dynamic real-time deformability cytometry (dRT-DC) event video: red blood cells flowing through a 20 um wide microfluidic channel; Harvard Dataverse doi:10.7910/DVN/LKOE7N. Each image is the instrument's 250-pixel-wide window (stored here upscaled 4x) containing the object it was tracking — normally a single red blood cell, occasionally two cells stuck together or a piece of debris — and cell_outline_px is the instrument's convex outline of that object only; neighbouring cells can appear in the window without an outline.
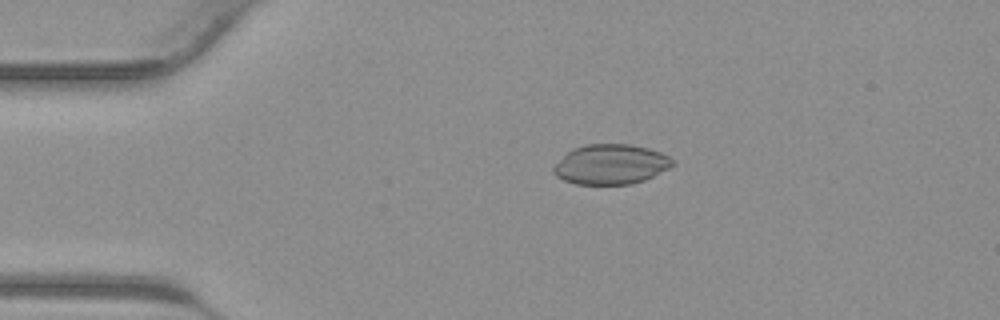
{"species": "common noctule bat (a hibernating species)", "species_latin": "Nyctalus noctula", "temperature_condition": "warm", "stored_images_in_passage": 37, "camera_frame_rate_fps": 3000, "um_per_image_px": 0.085, "animal": {"sex": "male", "body_mass_g": 23.1, "forearm_length_mm": 52.7}, "frame": {"image": 1, "passage_image": 4, "time_ms": 1.0, "image_size_px": [1000, 320], "cell_outline_px": [[676, 164], [644, 180], [632, 184], [576, 184], [564, 180], [556, 176], [552, 172], [552, 168], [572, 148], [584, 144], [628, 144], [648, 148], [660, 152], [668, 156]], "centroid_in_image_um": [51.9, 13.96], "position_along_channel_um": 33.1, "area_um2": 27.57}}
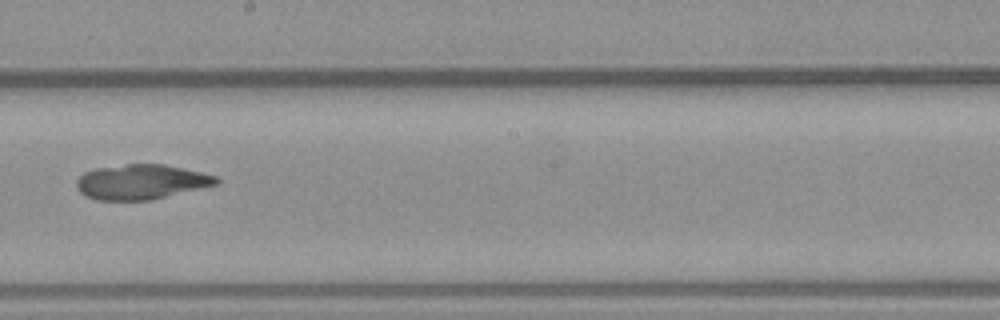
{"frame": {"image": 2, "passage_image": 19, "time_ms": 6.0, "image_size_px": [1000, 320], "cell_outline_px": [[220, 184], [152, 200], [96, 200], [84, 196], [76, 188], [76, 180], [84, 172], [96, 168], [124, 164], [164, 164], [200, 172], [216, 176], [220, 180]], "centroid_in_image_um": [12.0, 15.47], "position_along_channel_um": 236.2, "area_um2": 28.67}}
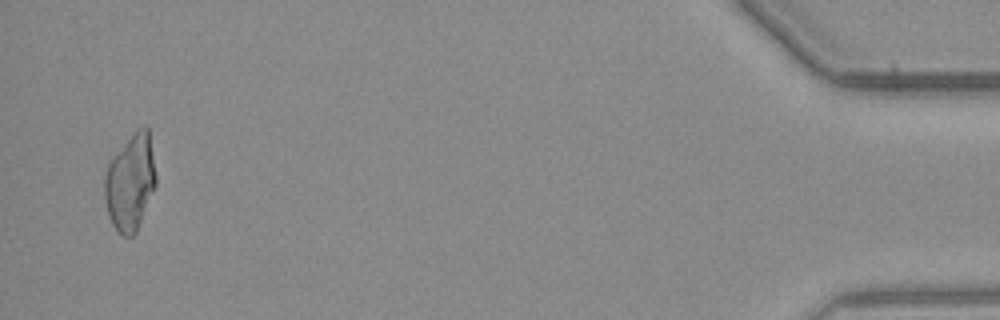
{"frame": {"image": 3, "passage_image": 36, "time_ms": 11.667, "image_size_px": [1000, 320], "cell_outline_px": [[156, 188], [136, 232], [132, 236], [120, 236], [112, 224], [108, 212], [104, 196], [104, 180], [108, 164], [136, 128], [144, 124], [148, 128], [156, 176]], "centroid_in_image_um": [11.09, 15.52], "position_along_channel_um": 424.1, "area_um2": 28.84}}